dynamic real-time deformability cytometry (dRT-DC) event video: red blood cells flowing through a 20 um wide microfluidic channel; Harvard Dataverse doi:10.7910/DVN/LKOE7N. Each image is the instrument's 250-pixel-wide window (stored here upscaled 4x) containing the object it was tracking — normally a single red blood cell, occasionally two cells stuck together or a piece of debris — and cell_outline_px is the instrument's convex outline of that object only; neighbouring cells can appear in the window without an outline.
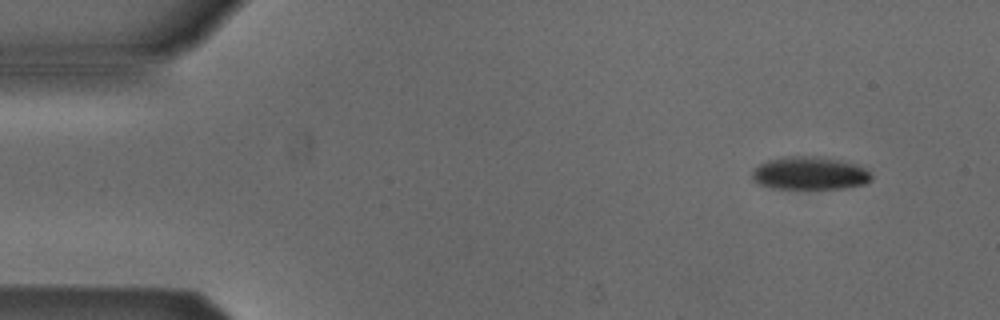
{"species": "Egyptian fruit bat (a non-hibernating species)", "species_latin": "Rousettus aegyptiacus", "temperature_condition": "cold", "stored_images_in_passage": 5, "segment_of_instrument_passage": [1, 2], "camera_frame_rate_fps": 3000, "um_per_image_px": 0.085, "animal": {"sex": "male"}, "frame": {"image": 1, "passage_image": 1, "time_ms": 0.0, "image_size_px": [1000, 320], "cell_outline_px": [[872, 180], [864, 184], [840, 188], [772, 188], [760, 184], [752, 180], [752, 172], [756, 164], [764, 160], [780, 156], [820, 156], [840, 160], [856, 164], [864, 168], [872, 176]], "centroid_in_image_um": [68.76, 14.7], "position_along_channel_um": 16.2, "area_um2": 23.12}}